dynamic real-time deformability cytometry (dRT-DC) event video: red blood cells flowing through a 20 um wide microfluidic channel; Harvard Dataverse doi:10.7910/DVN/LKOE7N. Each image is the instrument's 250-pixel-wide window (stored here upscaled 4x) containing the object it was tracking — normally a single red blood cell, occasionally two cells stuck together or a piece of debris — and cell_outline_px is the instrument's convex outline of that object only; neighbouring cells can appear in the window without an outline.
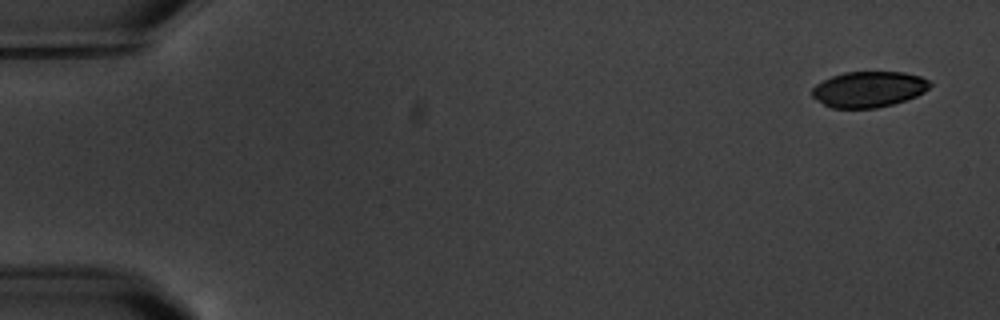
{"species": "common noctule bat (a hibernating species)", "species_latin": "Nyctalus noctula", "temperature_condition": "warm", "stored_images_in_passage": 16, "camera_frame_rate_fps": 3000, "um_per_image_px": 0.085, "animal": {"sex": "male", "body_mass_g": 20.1, "forearm_length_mm": 53.5}, "frame": {"image": 1, "passage_image": 1, "time_ms": 0.0, "image_size_px": [1000, 320], "cell_outline_px": [[932, 84], [924, 92], [916, 96], [892, 104], [876, 108], [832, 108], [824, 104], [812, 96], [812, 88], [816, 84], [832, 76], [844, 72], [904, 72], [920, 76], [928, 80]], "centroid_in_image_um": [73.84, 7.58], "position_along_channel_um": 11.2, "area_um2": 24.45}}
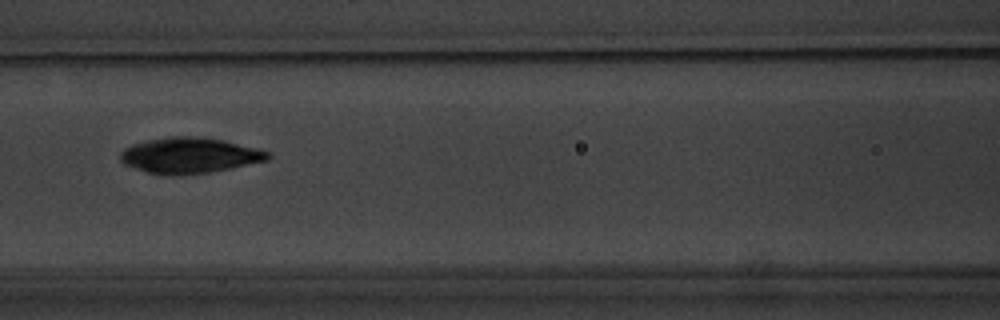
{"frame": {"image": 2, "passage_image": 7, "time_ms": 8.0, "image_size_px": [1000, 320], "cell_outline_px": [[272, 156], [268, 160], [232, 168], [208, 172], [180, 176], [168, 176], [148, 172], [124, 164], [120, 160], [120, 152], [124, 148], [132, 144], [148, 140], [172, 136], [200, 136], [224, 140], [256, 148], [268, 152]], "centroid_in_image_um": [16.1, 13.21], "position_along_channel_um": 150.5, "area_um2": 30.81}}
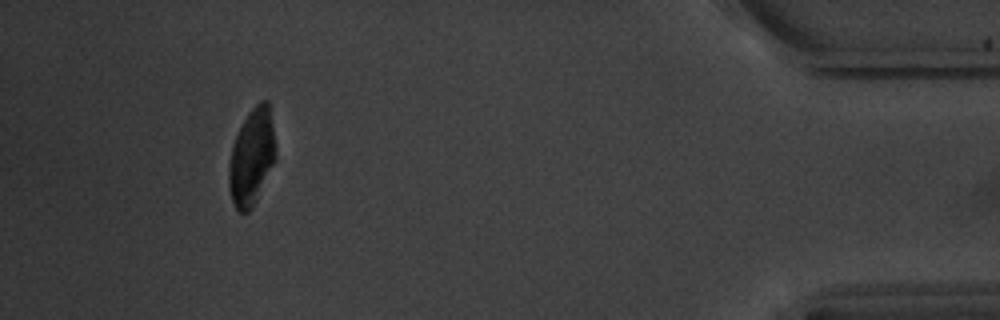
{"frame": {"image": 3, "passage_image": 15, "time_ms": 17.333, "image_size_px": [1000, 320], "cell_outline_px": [[276, 160], [252, 208], [248, 212], [240, 212], [236, 208], [232, 200], [228, 188], [228, 168], [232, 144], [248, 112], [260, 100], [268, 100], [276, 144]], "centroid_in_image_um": [21.4, 13.34], "position_along_channel_um": 413.8, "area_um2": 26.47}, "authors_computed_cell_mechanics": {"area_um2": 28.5821, "velocity_mm_per_s": 3.4408, "shape_relaxation_time_tau1_ms": 4.0211, "shape_relaxation_time_tau2_ms": null, "deformation_change_tau1": 0.1432, "deformation_change_tau2": null}}